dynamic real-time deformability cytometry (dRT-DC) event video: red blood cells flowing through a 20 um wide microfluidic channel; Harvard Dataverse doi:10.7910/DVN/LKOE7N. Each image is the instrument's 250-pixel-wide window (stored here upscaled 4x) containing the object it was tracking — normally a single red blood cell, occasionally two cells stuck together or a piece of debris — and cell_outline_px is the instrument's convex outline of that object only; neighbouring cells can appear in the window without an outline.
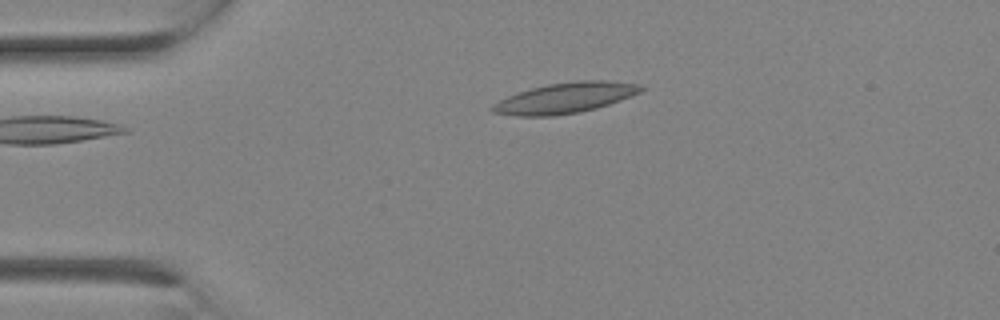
{"species": "Egyptian fruit bat (a non-hibernating species)", "species_latin": "Rousettus aegyptiacus", "temperature_condition": "room temperature", "stored_images_in_passage": 2, "camera_frame_rate_fps": 3000, "um_per_image_px": 0.085, "animal": {"sex": "female"}, "frame": {"image": 1, "passage_image": 2, "time_ms": 0.333, "image_size_px": [1000, 320], "cell_outline_px": [[644, 88], [640, 92], [620, 100], [596, 108], [580, 112], [556, 116], [516, 116], [492, 112], [488, 108], [492, 104], [508, 96], [532, 88], [548, 84], [576, 80], [604, 80], [640, 84]], "centroid_in_image_um": [48.01, 8.33], "position_along_channel_um": 37.0, "area_um2": 26.36}}